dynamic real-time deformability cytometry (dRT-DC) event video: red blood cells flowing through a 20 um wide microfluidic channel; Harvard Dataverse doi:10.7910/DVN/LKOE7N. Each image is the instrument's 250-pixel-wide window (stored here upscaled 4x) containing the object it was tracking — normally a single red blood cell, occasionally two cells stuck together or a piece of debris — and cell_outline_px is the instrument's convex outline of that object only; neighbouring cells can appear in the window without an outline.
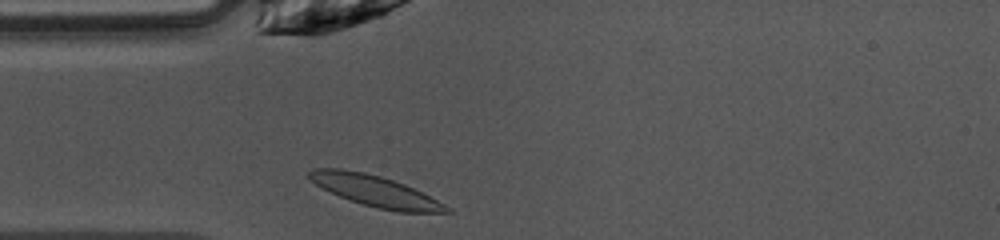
{"species": "common noctule bat (a hibernating species)", "species_latin": "Nyctalus noctula", "temperature_condition": "warm", "stored_images_in_passage": 28, "camera_frame_rate_fps": 3000, "um_per_image_px": 0.085, "animal": {"sex": "female", "body_mass_g": 10.0, "forearm_length_mm": 53.1}, "frame": {"image": 1, "passage_image": 1, "time_ms": 0.0, "image_size_px": [1000, 240], "cell_outline_px": [[452, 212], [400, 212], [376, 208], [340, 196], [316, 184], [308, 176], [308, 172], [316, 168], [340, 168], [364, 172], [380, 176], [404, 184], [452, 208]], "centroid_in_image_um": [31.91, 16.23], "position_along_channel_um": 53.1, "area_um2": 24.22}}
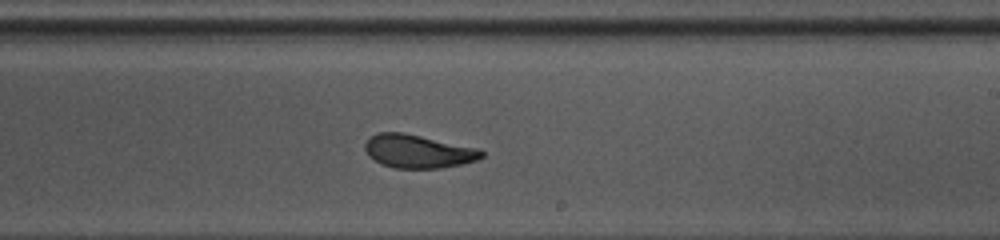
{"frame": {"image": 2, "passage_image": 16, "time_ms": 5.0, "image_size_px": [1000, 240], "cell_outline_px": [[484, 156], [476, 160], [460, 164], [440, 168], [396, 168], [384, 164], [368, 156], [364, 148], [364, 144], [376, 132], [404, 132], [480, 148], [484, 152]], "centroid_in_image_um": [35.56, 12.84], "position_along_channel_um": 253.4, "area_um2": 22.66}}
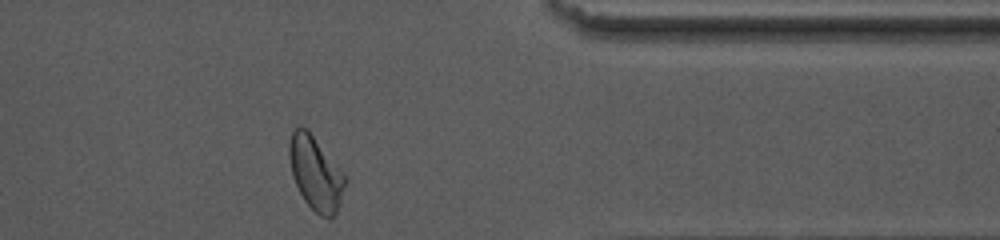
{"frame": {"image": 3, "passage_image": 27, "time_ms": 8.667, "image_size_px": [1000, 240], "cell_outline_px": [[348, 180], [340, 204], [336, 212], [328, 220], [320, 216], [304, 200], [292, 176], [288, 156], [288, 144], [292, 132], [300, 124], [308, 128], [344, 172]], "centroid_in_image_um": [26.84, 14.69], "position_along_channel_um": 384.6, "area_um2": 24.57}, "authors_computed_cell_mechanics": {"area_um2": 23.0622, "velocity_mm_per_s": 4.0427, "shape_relaxation_time_tau1_ms": 4.6353, "shape_relaxation_time_tau2_ms": 1.3643, "deformation_change_tau1": 0.1613, "deformation_change_tau2": 0.0679}}